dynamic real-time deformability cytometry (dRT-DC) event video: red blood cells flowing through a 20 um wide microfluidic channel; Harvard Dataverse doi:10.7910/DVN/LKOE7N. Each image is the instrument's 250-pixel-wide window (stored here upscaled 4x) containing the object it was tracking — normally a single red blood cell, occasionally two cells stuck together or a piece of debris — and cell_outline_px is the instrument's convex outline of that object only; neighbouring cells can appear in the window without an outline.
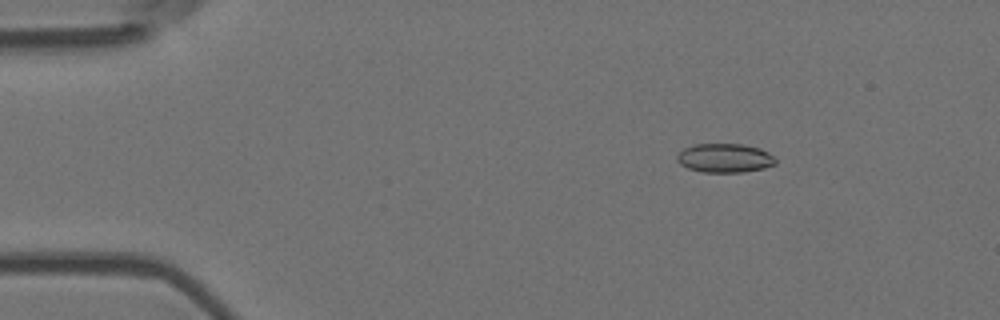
{"species": "Egyptian fruit bat (a non-hibernating species)", "species_latin": "Rousettus aegyptiacus", "temperature_condition": "room temperature", "stored_images_in_passage": 57, "camera_frame_rate_fps": 3000, "um_per_image_px": 0.085, "animal": {"sex": "female"}, "frame": {"image": 1, "passage_image": 9, "time_ms": 2.667, "image_size_px": [1000, 320], "cell_outline_px": [[776, 164], [764, 168], [744, 172], [704, 172], [688, 168], [680, 164], [676, 160], [676, 156], [684, 148], [696, 144], [744, 144], [760, 148], [768, 152], [776, 160]], "centroid_in_image_um": [61.61, 13.43], "position_along_channel_um": 23.4, "area_um2": 16.65}}
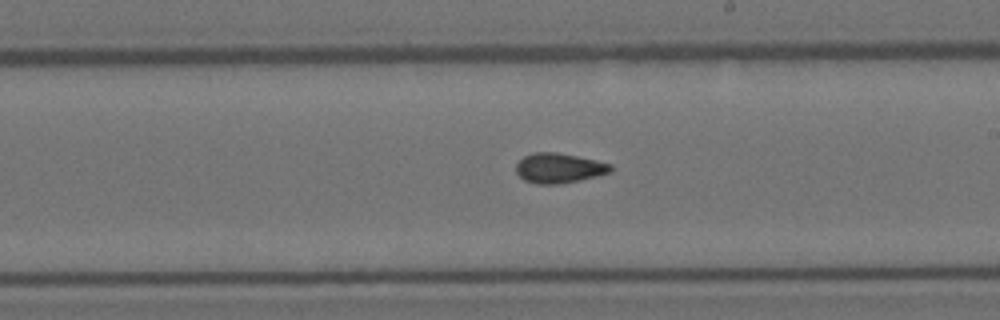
{"frame": {"image": 2, "passage_image": 33, "time_ms": 10.667, "image_size_px": [1000, 320], "cell_outline_px": [[612, 172], [580, 180], [560, 184], [536, 184], [524, 180], [516, 172], [516, 164], [524, 156], [532, 152], [556, 152], [596, 160], [612, 164]], "centroid_in_image_um": [47.51, 14.29], "position_along_channel_um": 241.5, "area_um2": 16.53}}
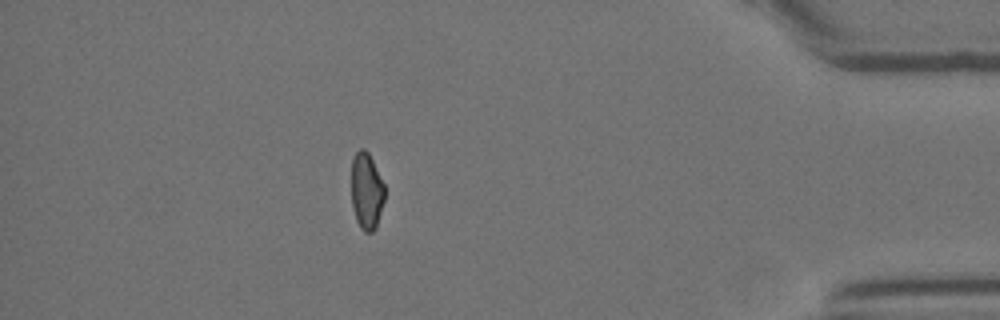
{"frame": {"image": 3, "passage_image": 50, "time_ms": 16.333, "image_size_px": [1000, 320], "cell_outline_px": [[384, 200], [376, 228], [372, 232], [364, 232], [360, 228], [356, 220], [352, 204], [352, 160], [356, 152], [360, 148], [364, 148], [368, 152], [384, 184]], "centroid_in_image_um": [31.15, 16.26], "position_along_channel_um": 404.0, "area_um2": 14.8}}